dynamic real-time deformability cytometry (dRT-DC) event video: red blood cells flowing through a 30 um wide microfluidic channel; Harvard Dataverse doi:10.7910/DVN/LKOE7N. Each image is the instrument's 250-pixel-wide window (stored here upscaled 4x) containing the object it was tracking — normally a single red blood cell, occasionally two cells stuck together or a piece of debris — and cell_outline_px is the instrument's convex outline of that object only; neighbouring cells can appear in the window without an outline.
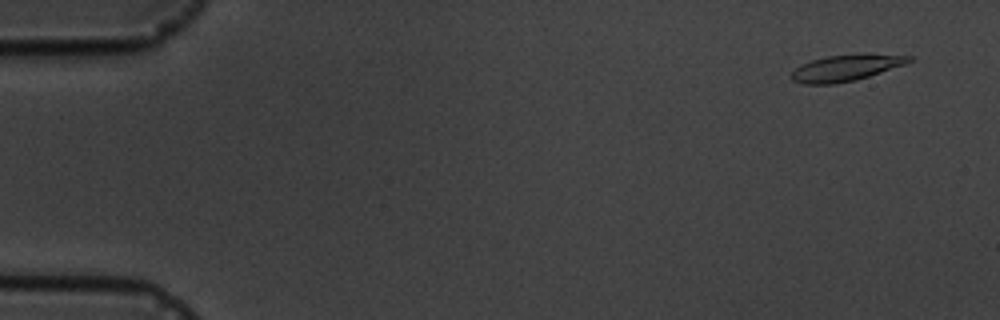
{"species": "common noctule bat (a hibernating species)", "species_latin": "Nyctalus noctula", "temperature_condition": "cold", "stored_images_in_passage": 5, "camera_frame_rate_fps": 3000, "um_per_image_px": 0.085, "animal": {"sex": "male", "body_mass_g": 19.5, "forearm_length_mm": 54.6}, "frame": {"image": 1, "passage_image": 1, "time_ms": 0.0, "image_size_px": [1000, 320], "cell_outline_px": [[912, 60], [904, 64], [856, 80], [832, 84], [804, 84], [792, 80], [788, 76], [796, 68], [812, 60], [828, 56], [912, 56]], "centroid_in_image_um": [71.77, 5.83], "position_along_channel_um": 13.2, "area_um2": 16.88}}